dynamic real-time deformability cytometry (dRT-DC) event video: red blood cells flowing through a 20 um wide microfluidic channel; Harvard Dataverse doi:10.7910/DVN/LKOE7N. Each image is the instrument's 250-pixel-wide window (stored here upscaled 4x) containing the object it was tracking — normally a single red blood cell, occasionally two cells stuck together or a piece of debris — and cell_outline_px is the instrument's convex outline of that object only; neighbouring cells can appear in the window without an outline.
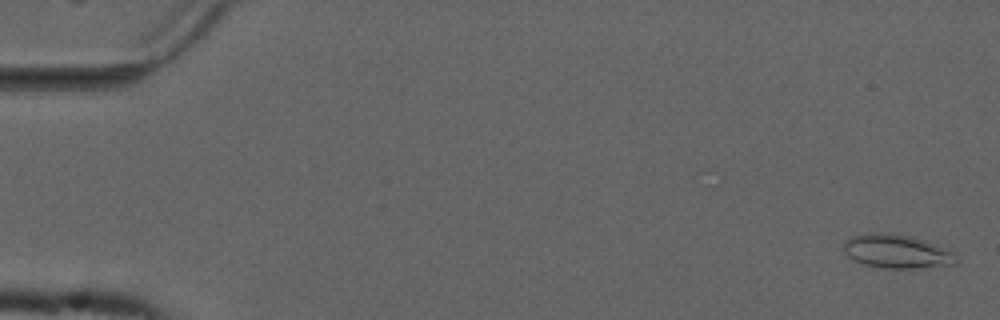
{"species": "common noctule bat (a hibernating species)", "species_latin": "Nyctalus noctula", "temperature_condition": "cold", "stored_images_in_passage": 55, "camera_frame_rate_fps": 3000, "um_per_image_px": 0.085, "animal": {"sex": "male", "forearm_length_mm": 52.5}, "frame": {"image": 1, "passage_image": 2, "time_ms": 0.333, "image_size_px": [1000, 320], "cell_outline_px": [[960, 260], [956, 264], [916, 268], [880, 268], [864, 264], [848, 256], [844, 252], [844, 244], [852, 236], [864, 232], [888, 232], [912, 236], [936, 244], [956, 252]], "centroid_in_image_um": [76.28, 21.35], "position_along_channel_um": 8.7, "area_um2": 22.48}}
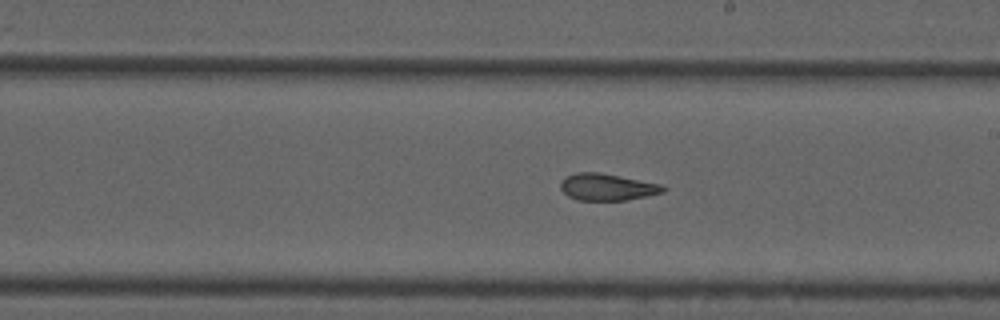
{"frame": {"image": 2, "passage_image": 32, "time_ms": 10.333, "image_size_px": [1000, 320], "cell_outline_px": [[668, 188], [664, 192], [628, 200], [576, 200], [568, 196], [560, 188], [560, 180], [564, 176], [576, 172], [600, 172], [660, 184]], "centroid_in_image_um": [51.57, 15.89], "position_along_channel_um": 237.4, "area_um2": 16.18}}
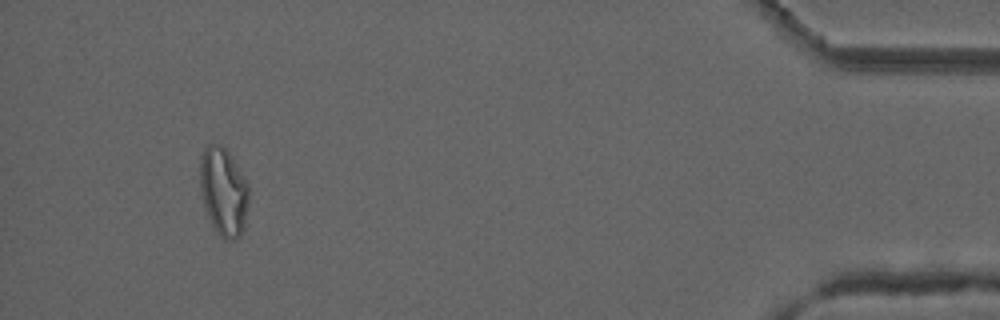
{"frame": {"image": 3, "passage_image": 52, "time_ms": 17.0, "image_size_px": [1000, 320], "cell_outline_px": [[248, 204], [244, 228], [240, 236], [236, 240], [224, 240], [216, 232], [208, 216], [204, 204], [200, 188], [200, 156], [204, 148], [208, 144], [220, 144], [232, 156], [248, 184]], "centroid_in_image_um": [19.0, 16.29], "position_along_channel_um": 416.2, "area_um2": 25.2}, "authors_computed_cell_mechanics": {"area_um2": 18.785, "velocity_mm_per_s": 3.7204, "shape_relaxation_time_tau1_ms": null, "shape_relaxation_time_tau2_ms": 2.85, "deformation_change_tau1": null, "deformation_change_tau2": 0.0995}}